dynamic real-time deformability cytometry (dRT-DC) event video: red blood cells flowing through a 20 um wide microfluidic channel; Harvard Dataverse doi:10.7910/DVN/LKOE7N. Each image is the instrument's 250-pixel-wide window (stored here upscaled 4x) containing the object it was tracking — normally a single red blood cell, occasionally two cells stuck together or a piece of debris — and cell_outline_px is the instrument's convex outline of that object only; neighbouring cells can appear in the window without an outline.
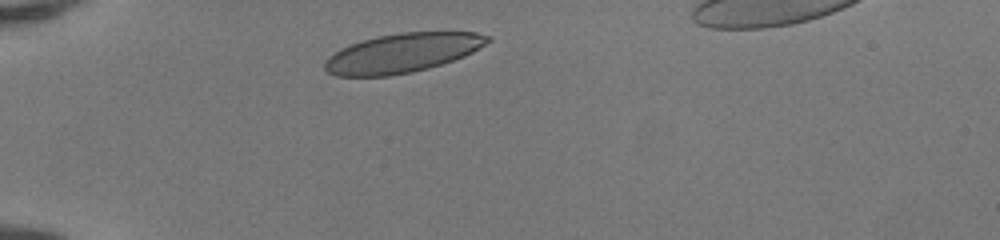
{"species": "human", "species_latin": "Homo sapiens", "temperature_condition": "room temperature", "stored_images_in_passage": 31, "camera_frame_rate_fps": 3000, "um_per_image_px": 0.085, "donor": {"sex": "female"}, "frame": {"image": 1, "passage_image": 1, "time_ms": 0.0, "image_size_px": [1000, 240], "cell_outline_px": [[492, 40], [472, 52], [464, 56], [428, 68], [412, 72], [388, 76], [336, 76], [328, 72], [324, 68], [324, 60], [328, 56], [340, 48], [376, 36], [400, 32], [476, 32], [492, 36]], "centroid_in_image_um": [34.2, 4.5], "position_along_channel_um": 50.8, "area_um2": 37.17}}
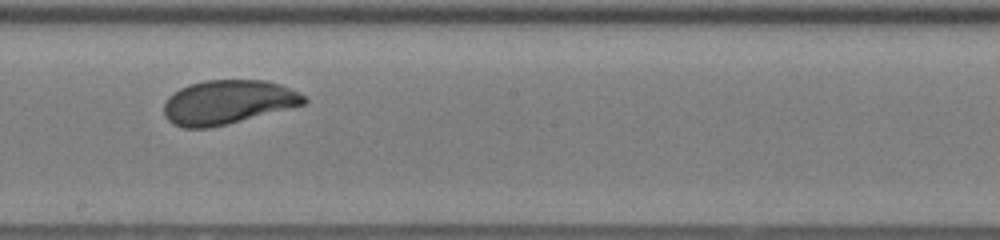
{"frame": {"image": 2, "passage_image": 16, "time_ms": 5.0, "image_size_px": [1000, 240], "cell_outline_px": [[308, 100], [304, 104], [228, 124], [208, 128], [184, 128], [172, 124], [164, 116], [164, 104], [168, 96], [180, 88], [188, 84], [208, 80], [264, 80], [280, 84], [304, 96]], "centroid_in_image_um": [19.31, 8.69], "position_along_channel_um": 228.9, "area_um2": 35.84}}
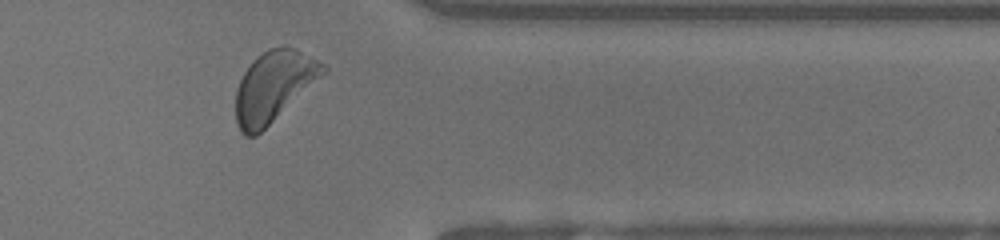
{"frame": {"image": 3, "passage_image": 28, "time_ms": 9.0, "image_size_px": [1000, 240], "cell_outline_px": [[328, 68], [320, 76], [256, 136], [244, 136], [240, 132], [236, 120], [236, 88], [244, 72], [268, 48], [284, 44], [296, 48], [328, 64]], "centroid_in_image_um": [23.26, 7.31], "position_along_channel_um": 388.1, "area_um2": 35.2}, "authors_computed_cell_mechanics": {"area_um2": 35.836, "velocity_mm_per_s": 4.1343, "shape_relaxation_time_tau1_ms": 2.4622, "shape_relaxation_time_tau2_ms": null, "deformation_change_tau1": 0.1089, "deformation_change_tau2": null}}